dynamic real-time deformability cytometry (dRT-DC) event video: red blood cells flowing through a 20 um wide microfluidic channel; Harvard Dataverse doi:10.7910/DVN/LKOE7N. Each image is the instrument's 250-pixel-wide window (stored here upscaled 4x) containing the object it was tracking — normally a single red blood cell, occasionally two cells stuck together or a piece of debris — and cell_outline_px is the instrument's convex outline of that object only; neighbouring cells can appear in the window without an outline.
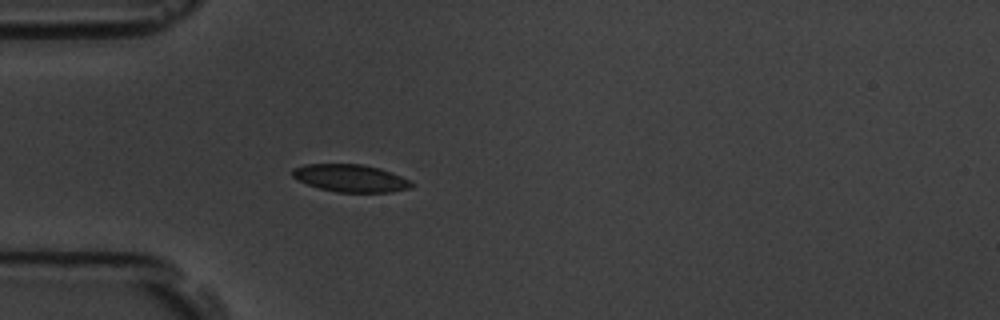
{"species": "common noctule bat (a hibernating species)", "species_latin": "Nyctalus noctula", "temperature_condition": "room temperature", "stored_images_in_passage": 4, "camera_frame_rate_fps": 3000, "um_per_image_px": 0.085, "animal": {"sex": "male", "body_mass_g": 19.5, "forearm_length_mm": 54.6}, "frame": {"image": 1, "passage_image": 4, "time_ms": 3.667, "image_size_px": [1000, 320], "cell_outline_px": [[416, 184], [412, 188], [392, 192], [336, 192], [320, 188], [308, 184], [292, 176], [292, 168], [304, 164], [360, 164], [380, 168], [392, 172]], "centroid_in_image_um": [29.83, 15.14], "position_along_channel_um": 55.2, "area_um2": 19.07}}